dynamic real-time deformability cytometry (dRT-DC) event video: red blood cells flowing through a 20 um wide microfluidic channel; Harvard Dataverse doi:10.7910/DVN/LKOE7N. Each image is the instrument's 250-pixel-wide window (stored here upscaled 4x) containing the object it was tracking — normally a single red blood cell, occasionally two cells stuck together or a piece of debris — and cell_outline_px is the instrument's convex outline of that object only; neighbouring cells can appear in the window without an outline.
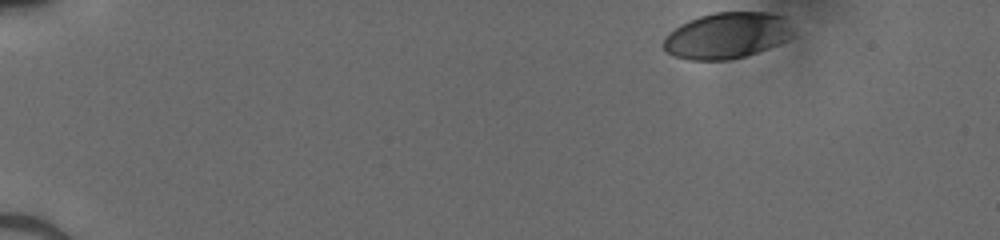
{"species": "human", "species_latin": "Homo sapiens", "temperature_condition": "cold", "stored_images_in_passage": 39, "camera_frame_rate_fps": 3000, "um_per_image_px": 0.085, "donor": {"sex": "male"}, "frame": {"image": 1, "passage_image": 1, "time_ms": 0.0, "image_size_px": [1000, 240], "cell_outline_px": [[788, 36], [784, 40], [768, 48], [744, 56], [728, 60], [688, 60], [676, 56], [668, 52], [660, 44], [664, 36], [668, 32], [680, 24], [688, 20], [700, 16], [716, 12], [764, 12], [784, 16], [788, 28]], "centroid_in_image_um": [61.66, 3.02], "position_along_channel_um": 23.3, "area_um2": 34.33}}
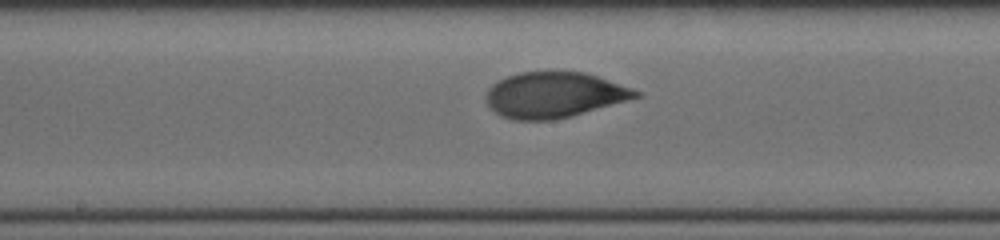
{"frame": {"image": 2, "passage_image": 23, "time_ms": 7.333, "image_size_px": [1000, 240], "cell_outline_px": [[644, 96], [572, 116], [556, 120], [512, 120], [500, 116], [484, 100], [484, 96], [488, 88], [496, 80], [520, 72], [584, 72], [632, 88], [640, 92]], "centroid_in_image_um": [47.08, 8.08], "position_along_channel_um": 201.1, "area_um2": 40.0}}
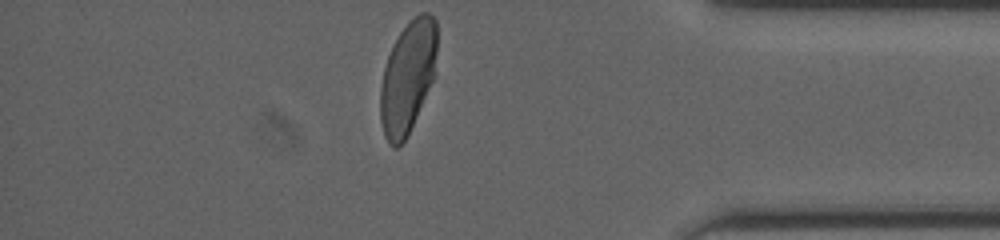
{"frame": {"image": 3, "passage_image": 39, "time_ms": 12.667, "image_size_px": [1000, 240], "cell_outline_px": [[436, 52], [432, 80], [408, 136], [396, 148], [392, 148], [388, 144], [384, 136], [380, 120], [380, 88], [384, 68], [388, 56], [400, 32], [420, 12], [428, 12], [436, 20]], "centroid_in_image_um": [34.63, 6.6], "position_along_channel_um": 400.6, "area_um2": 36.53}}